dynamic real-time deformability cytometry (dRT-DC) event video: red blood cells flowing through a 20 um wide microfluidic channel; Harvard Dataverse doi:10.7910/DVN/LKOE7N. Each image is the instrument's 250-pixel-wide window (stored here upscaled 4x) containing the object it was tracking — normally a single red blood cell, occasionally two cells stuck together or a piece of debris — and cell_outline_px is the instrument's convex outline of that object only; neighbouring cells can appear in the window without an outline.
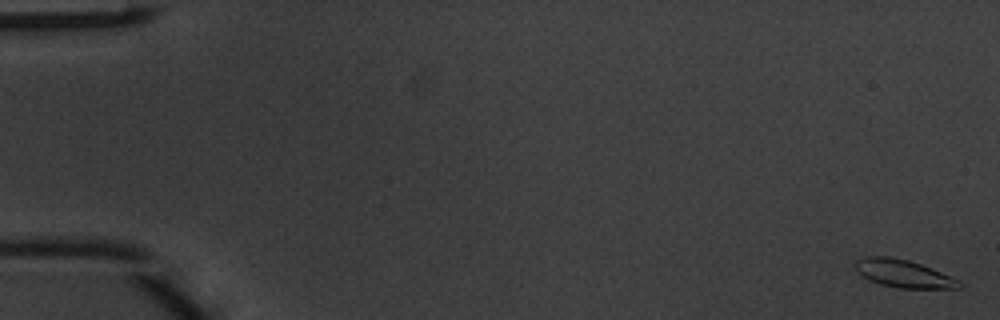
{"species": "common noctule bat (a hibernating species)", "species_latin": "Nyctalus noctula", "temperature_condition": "warm", "stored_images_in_passage": 5, "camera_frame_rate_fps": 3000, "um_per_image_px": 0.085, "animal": {"sex": "male", "body_mass_g": 20.1, "forearm_length_mm": 53.5}, "frame": {"image": 1, "passage_image": 1, "time_ms": 0.0, "image_size_px": [1000, 320], "cell_outline_px": [[960, 288], [896, 288], [880, 284], [868, 280], [856, 272], [856, 260], [864, 256], [888, 256], [908, 260], [932, 268], [960, 280]], "centroid_in_image_um": [76.76, 23.25], "position_along_channel_um": 8.2, "area_um2": 16.82}}